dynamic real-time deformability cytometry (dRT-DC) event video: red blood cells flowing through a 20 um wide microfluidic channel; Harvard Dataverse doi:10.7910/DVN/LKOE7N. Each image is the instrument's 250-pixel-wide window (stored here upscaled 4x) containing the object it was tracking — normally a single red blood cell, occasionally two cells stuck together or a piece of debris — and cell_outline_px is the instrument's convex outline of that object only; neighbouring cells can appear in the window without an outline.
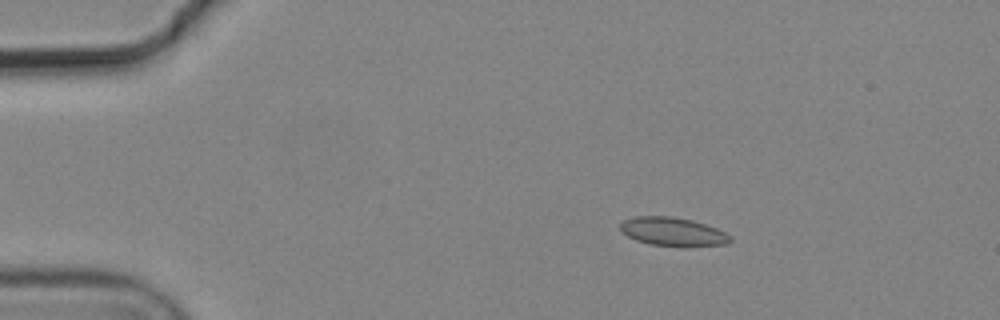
{"species": "common noctule bat (a hibernating species)", "species_latin": "Nyctalus noctula", "temperature_condition": "cold", "stored_images_in_passage": 4, "camera_frame_rate_fps": 3000, "um_per_image_px": 0.085, "animal": {"sex": "male", "body_mass_g": 19.2, "forearm_length_mm": 51.8}, "frame": {"image": 1, "passage_image": 3, "time_ms": 0.667, "image_size_px": [1000, 320], "cell_outline_px": [[732, 240], [728, 244], [648, 244], [636, 240], [628, 236], [620, 228], [620, 224], [624, 220], [636, 216], [672, 216], [692, 220], [716, 228], [732, 236]], "centroid_in_image_um": [57.16, 19.65], "position_along_channel_um": 27.8, "area_um2": 17.51}}